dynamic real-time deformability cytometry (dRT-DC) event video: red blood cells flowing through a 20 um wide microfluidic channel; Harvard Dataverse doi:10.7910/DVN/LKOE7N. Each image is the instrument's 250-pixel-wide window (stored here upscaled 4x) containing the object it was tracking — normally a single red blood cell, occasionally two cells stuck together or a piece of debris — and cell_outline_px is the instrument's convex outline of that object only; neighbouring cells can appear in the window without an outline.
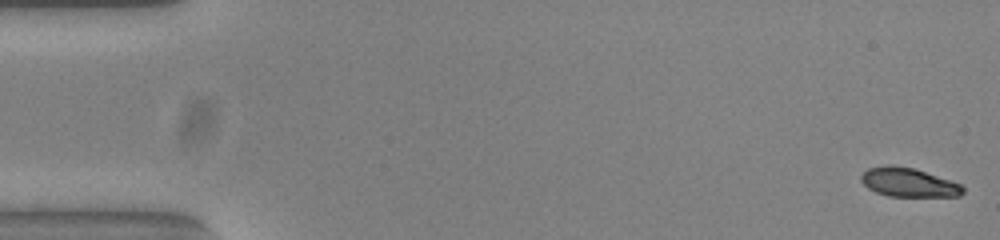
{"species": "common noctule bat (a hibernating species)", "species_latin": "Nyctalus noctula", "temperature_condition": "warm", "stored_images_in_passage": 53, "camera_frame_rate_fps": 3000, "um_per_image_px": 0.085, "animal": {"sex": "female", "body_mass_g": 23.0, "forearm_length_mm": 53.4}, "frame": {"image": 1, "passage_image": 1, "time_ms": 0.0, "image_size_px": [1000, 240], "cell_outline_px": [[964, 192], [960, 196], [888, 196], [876, 192], [868, 188], [860, 180], [860, 176], [868, 168], [888, 164], [892, 164], [912, 168], [960, 184], [964, 188]], "centroid_in_image_um": [77.18, 15.5], "position_along_channel_um": 7.8, "area_um2": 16.94}}
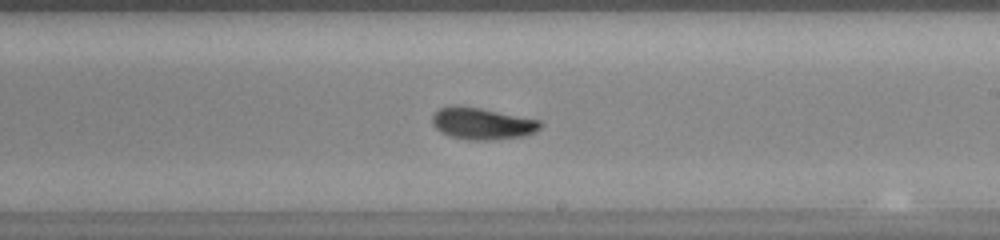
{"frame": {"image": 2, "passage_image": 31, "time_ms": 10.0, "image_size_px": [1000, 240], "cell_outline_px": [[544, 124], [536, 132], [524, 136], [492, 140], [468, 140], [452, 136], [440, 132], [432, 124], [432, 116], [440, 108], [452, 104], [480, 108], [540, 120]], "centroid_in_image_um": [40.99, 10.5], "position_along_channel_um": 248.0, "area_um2": 20.11}}
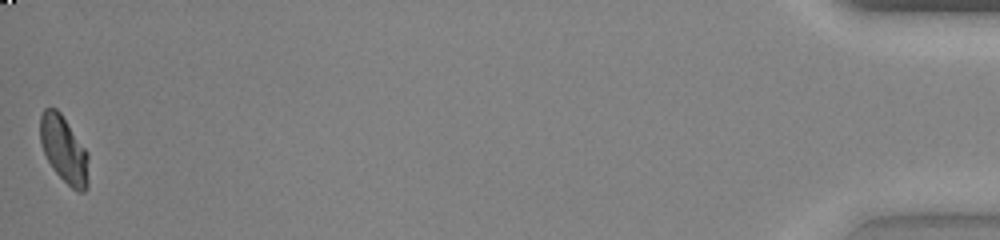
{"frame": {"image": 3, "passage_image": 53, "time_ms": 17.333, "image_size_px": [1000, 240], "cell_outline_px": [[88, 188], [84, 192], [76, 192], [52, 168], [44, 152], [40, 140], [40, 116], [44, 108], [56, 108], [60, 112], [88, 152]], "centroid_in_image_um": [5.45, 12.72], "position_along_channel_um": 429.8, "area_um2": 18.79}, "authors_computed_cell_mechanics": {"area_um2": 19.2474, "velocity_mm_per_s": 3.8395, "shape_relaxation_time_tau1_ms": 4.1189, "shape_relaxation_time_tau2_ms": 2.3127, "deformation_change_tau1": 0.1648, "deformation_change_tau2": 0.0618}}